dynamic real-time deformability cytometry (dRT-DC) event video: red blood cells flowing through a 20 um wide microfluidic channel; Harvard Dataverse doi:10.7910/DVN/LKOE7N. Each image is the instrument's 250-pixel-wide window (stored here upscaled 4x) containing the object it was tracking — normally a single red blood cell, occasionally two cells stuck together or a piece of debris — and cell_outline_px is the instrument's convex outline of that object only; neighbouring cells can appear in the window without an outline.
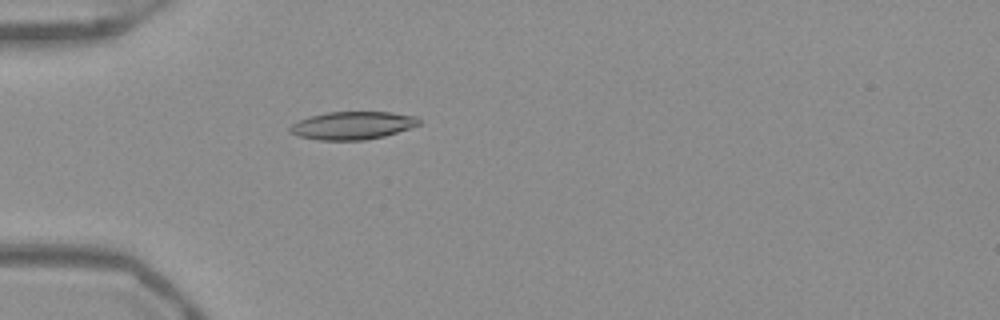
{"species": "Egyptian fruit bat (a non-hibernating species)", "species_latin": "Rousettus aegyptiacus", "temperature_condition": "warm", "stored_images_in_passage": 49, "camera_frame_rate_fps": 3000, "um_per_image_px": 0.085, "frame": {"image": 1, "passage_image": 13, "time_ms": 4.0, "image_size_px": [1000, 320], "cell_outline_px": [[420, 124], [384, 136], [364, 140], [316, 140], [296, 136], [288, 132], [288, 128], [292, 124], [300, 120], [312, 116], [328, 112], [392, 112], [416, 116], [420, 120]], "centroid_in_image_um": [29.92, 10.67], "position_along_channel_um": 55.1, "area_um2": 20.92}}
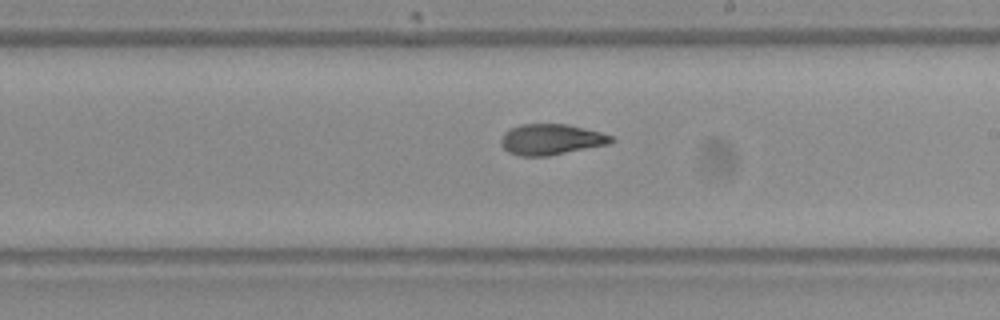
{"frame": {"image": 2, "passage_image": 28, "time_ms": 9.0, "image_size_px": [1000, 320], "cell_outline_px": [[616, 140], [608, 144], [548, 156], [520, 156], [508, 152], [500, 144], [500, 140], [504, 132], [520, 124], [568, 124], [600, 132], [612, 136]], "centroid_in_image_um": [46.83, 11.85], "position_along_channel_um": 242.2, "area_um2": 19.77}}
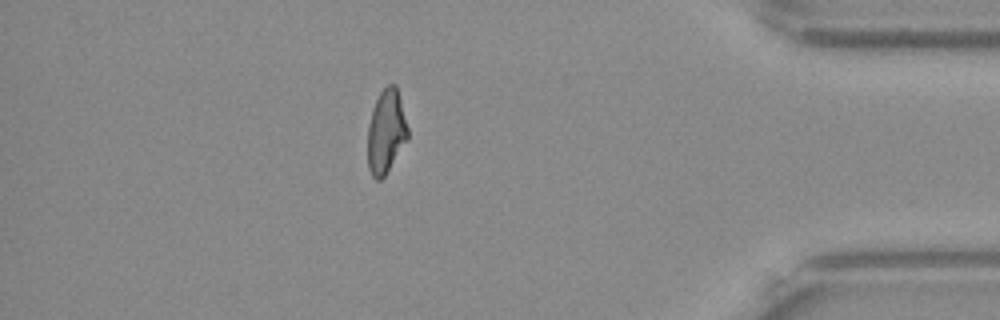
{"frame": {"image": 3, "passage_image": 43, "time_ms": 14.0, "image_size_px": [1000, 320], "cell_outline_px": [[408, 140], [384, 176], [380, 180], [376, 180], [372, 176], [368, 168], [368, 124], [372, 108], [380, 92], [388, 84], [396, 84], [408, 128]], "centroid_in_image_um": [32.81, 11.19], "position_along_channel_um": 402.4, "area_um2": 19.59}, "authors_computed_cell_mechanics": {"area_um2": 20.0566, "velocity_mm_per_s": 3.9305, "shape_relaxation_time_tau1_ms": null, "shape_relaxation_time_tau2_ms": 2.2594, "deformation_change_tau1": null, "deformation_change_tau2": 0.088}}